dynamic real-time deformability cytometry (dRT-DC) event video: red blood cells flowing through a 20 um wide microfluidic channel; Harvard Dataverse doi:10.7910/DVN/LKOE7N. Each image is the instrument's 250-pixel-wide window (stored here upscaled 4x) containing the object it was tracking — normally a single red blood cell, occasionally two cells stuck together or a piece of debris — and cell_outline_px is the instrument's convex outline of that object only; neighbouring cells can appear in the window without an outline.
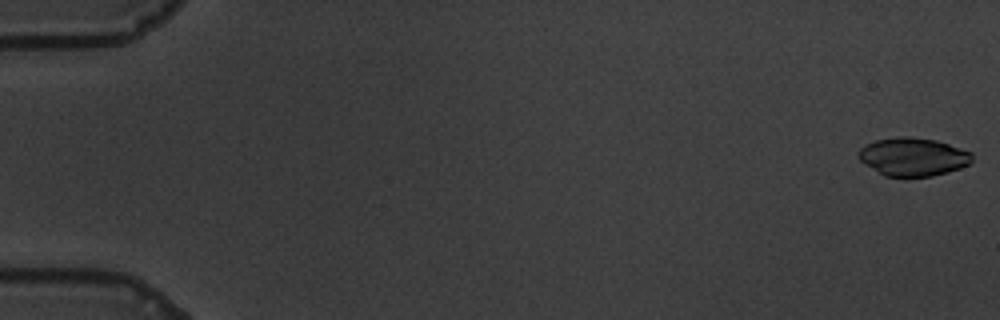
{"species": "common noctule bat (a hibernating species)", "species_latin": "Nyctalus noctula", "temperature_condition": "warm", "stored_images_in_passage": 59, "camera_frame_rate_fps": 3000, "um_per_image_px": 0.085, "animal": {"sex": "male", "body_mass_g": 19.5, "forearm_length_mm": 54.6}, "frame": {"image": 1, "passage_image": 1, "time_ms": 0.0, "image_size_px": [1000, 320], "cell_outline_px": [[972, 164], [948, 172], [932, 176], [884, 176], [864, 164], [856, 156], [856, 152], [864, 144], [876, 140], [896, 136], [908, 136], [936, 140], [972, 152]], "centroid_in_image_um": [77.58, 13.32], "position_along_channel_um": 7.4, "area_um2": 25.61}}
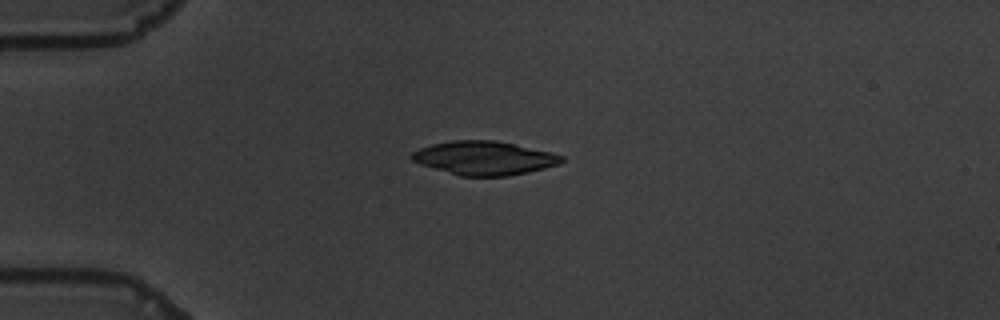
{"frame": {"image": 2, "passage_image": 16, "time_ms": 5.0, "image_size_px": [1000, 320], "cell_outline_px": [[564, 160], [560, 164], [528, 172], [508, 176], [460, 176], [420, 164], [412, 160], [408, 156], [412, 152], [420, 148], [432, 144], [452, 140], [496, 140], [516, 144], [552, 152], [564, 156]], "centroid_in_image_um": [41.17, 13.43], "position_along_channel_um": 43.8, "area_um2": 29.59}}
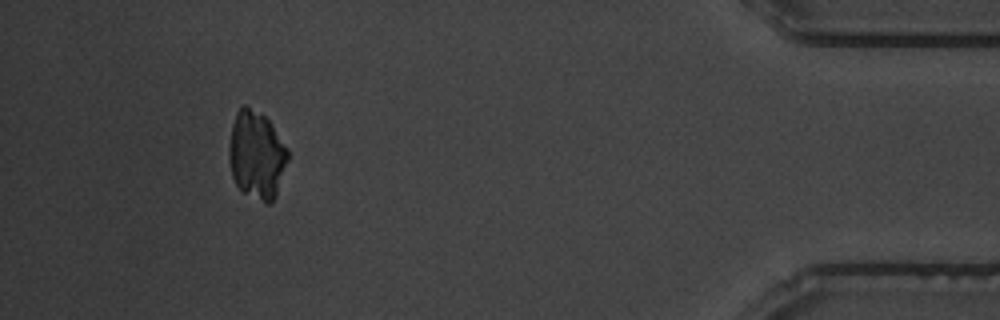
{"frame": {"image": 3, "passage_image": 55, "time_ms": 18.0, "image_size_px": [1000, 320], "cell_outline_px": [[288, 160], [276, 196], [268, 204], [264, 204], [240, 192], [232, 176], [228, 156], [228, 148], [232, 124], [236, 112], [244, 104], [264, 116], [272, 124], [288, 148]], "centroid_in_image_um": [21.8, 13.21], "position_along_channel_um": 413.4, "area_um2": 30.52}}